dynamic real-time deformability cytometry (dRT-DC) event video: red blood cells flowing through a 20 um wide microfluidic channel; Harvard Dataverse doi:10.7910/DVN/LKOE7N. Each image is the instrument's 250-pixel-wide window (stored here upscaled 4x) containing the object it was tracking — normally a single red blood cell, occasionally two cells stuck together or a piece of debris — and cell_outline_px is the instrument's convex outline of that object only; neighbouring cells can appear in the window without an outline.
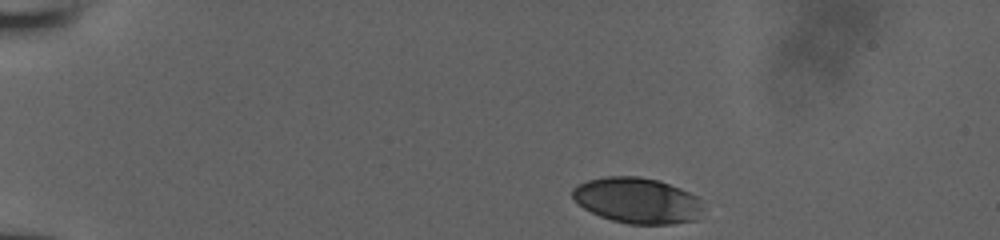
{"species": "human", "species_latin": "Homo sapiens", "temperature_condition": "room temperature", "stored_images_in_passage": 29, "camera_frame_rate_fps": 3000, "um_per_image_px": 0.085, "donor": {"sex": "male"}, "frame": {"image": 1, "passage_image": 1, "time_ms": 0.0, "image_size_px": [1000, 240], "cell_outline_px": [[704, 208], [696, 220], [672, 224], [628, 224], [612, 220], [600, 216], [584, 208], [572, 196], [572, 188], [576, 184], [588, 180], [604, 176], [640, 176], [656, 180], [680, 188], [696, 196], [700, 200]], "centroid_in_image_um": [54.17, 17.04], "position_along_channel_um": 30.8, "area_um2": 34.85}}
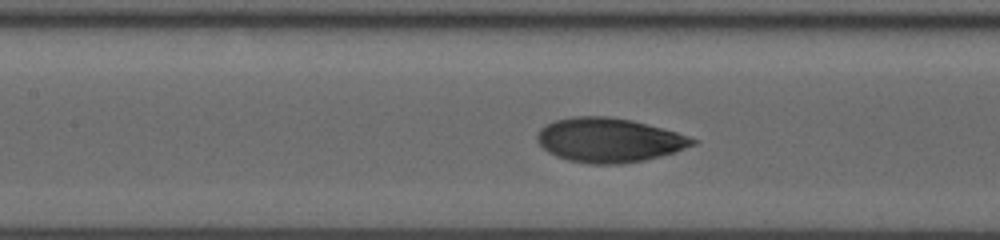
{"frame": {"image": 2, "passage_image": 17, "time_ms": 5.333, "image_size_px": [1000, 240], "cell_outline_px": [[700, 140], [696, 144], [676, 152], [644, 160], [624, 164], [588, 164], [568, 160], [556, 156], [548, 152], [536, 140], [536, 136], [540, 128], [556, 120], [572, 116], [608, 116], [632, 120], [676, 132]], "centroid_in_image_um": [51.77, 11.91], "position_along_channel_um": 155.6, "area_um2": 40.23}}
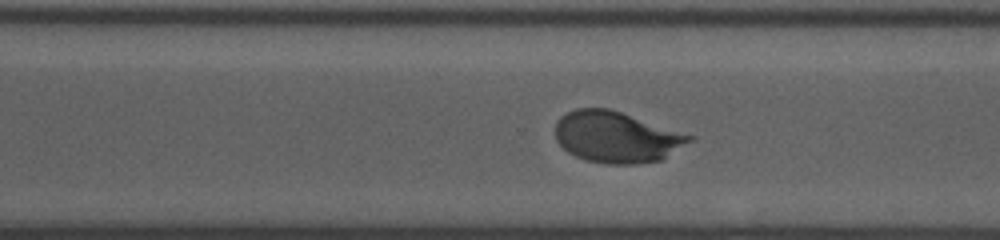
{"frame": {"image": 3, "passage_image": 29, "time_ms": 9.333, "image_size_px": [1000, 240], "cell_outline_px": [[696, 136], [692, 140], [664, 160], [636, 164], [608, 164], [584, 160], [568, 152], [556, 140], [556, 120], [560, 116], [576, 108], [608, 108]], "centroid_in_image_um": [52.42, 11.66], "position_along_channel_um": 318.2, "area_um2": 40.17}}